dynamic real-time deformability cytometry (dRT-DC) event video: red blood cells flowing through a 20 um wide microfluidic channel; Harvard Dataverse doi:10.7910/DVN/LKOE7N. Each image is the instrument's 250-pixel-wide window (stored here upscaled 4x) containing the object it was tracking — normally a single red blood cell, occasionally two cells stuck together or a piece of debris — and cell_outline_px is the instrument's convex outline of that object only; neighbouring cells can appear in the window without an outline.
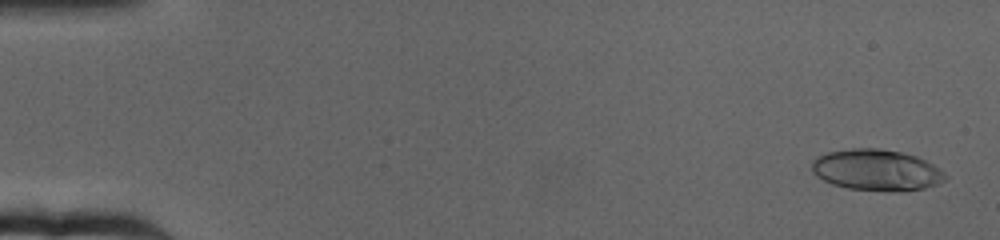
{"species": "human", "species_latin": "Homo sapiens", "temperature_condition": "cold", "stored_images_in_passage": 65, "camera_frame_rate_fps": 3000, "um_per_image_px": 0.085, "donor": {"sex": "female"}, "frame": {"image": 1, "passage_image": 3, "time_ms": 0.667, "image_size_px": [1000, 240], "cell_outline_px": [[948, 176], [944, 180], [936, 184], [924, 188], [896, 192], [848, 188], [832, 184], [816, 176], [812, 172], [812, 160], [816, 156], [828, 152], [852, 148], [880, 148], [900, 152], [916, 156], [940, 168]], "centroid_in_image_um": [74.49, 14.45], "position_along_channel_um": 10.5, "area_um2": 32.08}}
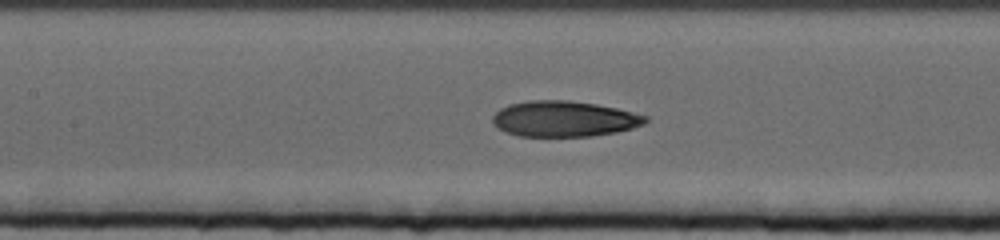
{"frame": {"image": 2, "passage_image": 31, "time_ms": 10.0, "image_size_px": [1000, 240], "cell_outline_px": [[648, 120], [644, 124], [632, 128], [616, 132], [592, 136], [520, 136], [504, 132], [492, 124], [492, 116], [500, 108], [508, 104], [528, 100], [568, 100], [596, 104], [616, 108], [648, 116]], "centroid_in_image_um": [47.91, 10.1], "position_along_channel_um": 159.5, "area_um2": 31.96}}
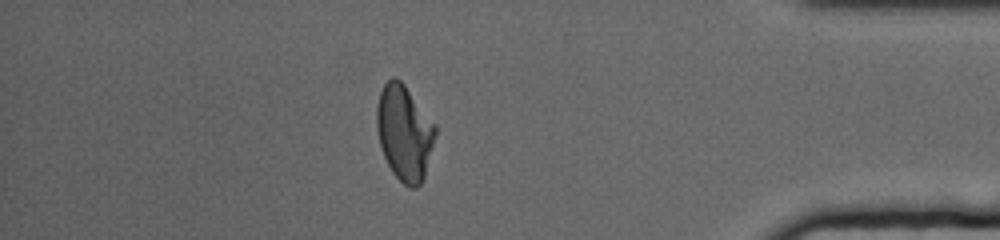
{"frame": {"image": 3, "passage_image": 57, "time_ms": 18.667, "image_size_px": [1000, 240], "cell_outline_px": [[436, 136], [424, 176], [420, 184], [416, 188], [408, 188], [392, 172], [384, 156], [380, 144], [376, 128], [376, 108], [380, 92], [384, 84], [392, 76], [396, 76], [404, 84], [436, 124]], "centroid_in_image_um": [34.37, 11.26], "position_along_channel_um": 400.8, "area_um2": 32.6}, "authors_computed_cell_mechanics": {"area_um2": 32.079, "velocity_mm_per_s": 3.1713, "shape_relaxation_time_tau1_ms": 7.3563, "shape_relaxation_time_tau2_ms": 2.0538, "deformation_change_tau1": 0.2186, "deformation_change_tau2": 0.0757}}